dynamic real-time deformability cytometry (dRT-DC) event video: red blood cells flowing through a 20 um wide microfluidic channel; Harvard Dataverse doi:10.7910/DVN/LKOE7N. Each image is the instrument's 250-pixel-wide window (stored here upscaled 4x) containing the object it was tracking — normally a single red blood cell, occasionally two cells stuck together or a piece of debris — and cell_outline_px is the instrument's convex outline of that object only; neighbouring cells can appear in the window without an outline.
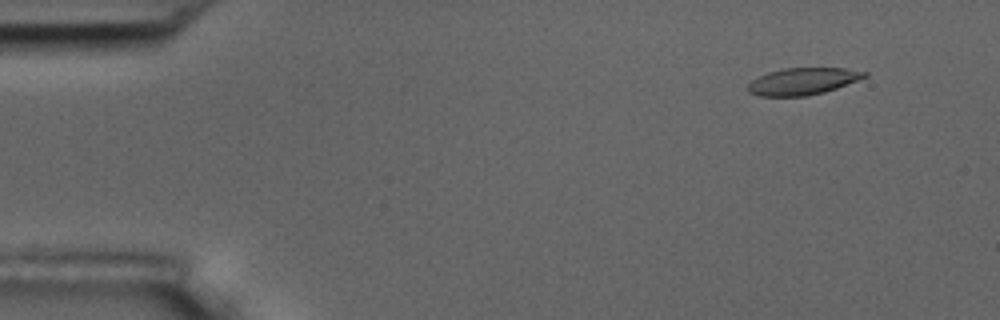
{"species": "common noctule bat (a hibernating species)", "species_latin": "Nyctalus noctula", "temperature_condition": "room temperature", "stored_images_in_passage": 5, "camera_frame_rate_fps": 3000, "um_per_image_px": 0.085, "animal": {"sex": "male", "body_mass_g": 17.5, "forearm_length_mm": 52.3}, "frame": {"image": 1, "passage_image": 2, "time_ms": 1.333, "image_size_px": [1000, 320], "cell_outline_px": [[868, 76], [836, 88], [824, 92], [804, 96], [760, 96], [748, 92], [748, 84], [752, 80], [768, 72], [784, 68], [844, 68], [868, 72]], "centroid_in_image_um": [68.23, 6.91], "position_along_channel_um": 16.8, "area_um2": 18.15}}
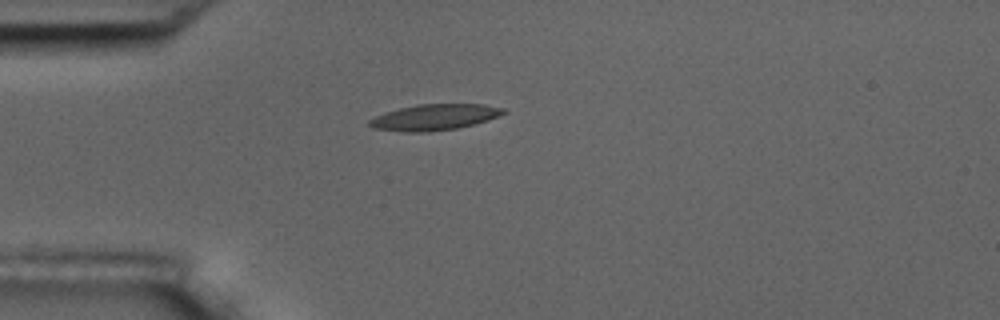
{"frame": {"image": 2, "passage_image": 5, "time_ms": 4.667, "image_size_px": [1000, 320], "cell_outline_px": [[508, 112], [488, 120], [456, 128], [428, 132], [400, 132], [372, 128], [368, 124], [368, 120], [376, 116], [400, 108], [416, 104], [484, 104], [504, 108]], "centroid_in_image_um": [36.92, 9.96], "position_along_channel_um": 48.1, "area_um2": 20.29}}